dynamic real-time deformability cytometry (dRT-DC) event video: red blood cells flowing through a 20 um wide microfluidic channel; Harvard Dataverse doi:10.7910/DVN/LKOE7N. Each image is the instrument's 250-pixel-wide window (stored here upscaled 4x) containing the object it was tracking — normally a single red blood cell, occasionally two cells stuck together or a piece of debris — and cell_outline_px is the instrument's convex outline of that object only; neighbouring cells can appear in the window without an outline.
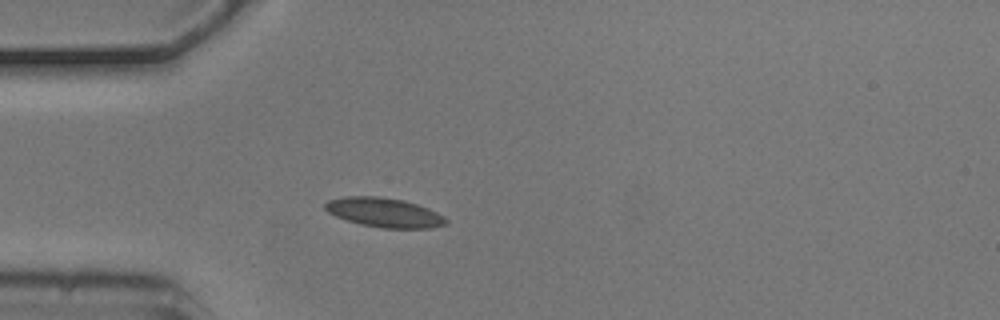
{"species": "common noctule bat (a hibernating species)", "species_latin": "Nyctalus noctula", "temperature_condition": "cold", "stored_images_in_passage": 3, "camera_frame_rate_fps": 3000, "um_per_image_px": 0.085, "animal": {"sex": "male", "body_mass_g": 20.5, "forearm_length_mm": 52.5}, "frame": {"image": 1, "passage_image": 3, "time_ms": 0.667, "image_size_px": [1000, 320], "cell_outline_px": [[448, 224], [432, 228], [384, 228], [360, 224], [336, 216], [328, 212], [324, 208], [324, 204], [328, 200], [344, 196], [380, 196], [404, 200], [428, 208], [444, 216], [448, 220]], "centroid_in_image_um": [32.67, 18.06], "position_along_channel_um": 52.3, "area_um2": 20.75}}